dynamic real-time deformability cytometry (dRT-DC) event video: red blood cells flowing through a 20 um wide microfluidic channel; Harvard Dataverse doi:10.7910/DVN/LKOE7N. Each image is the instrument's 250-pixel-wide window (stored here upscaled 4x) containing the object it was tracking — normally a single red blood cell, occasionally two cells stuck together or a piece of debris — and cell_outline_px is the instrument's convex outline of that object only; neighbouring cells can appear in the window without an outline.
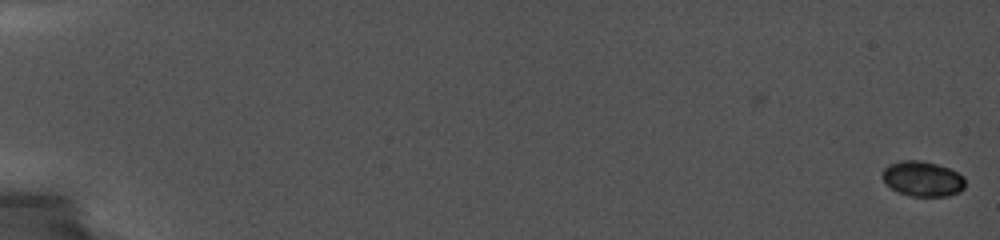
{"species": "common noctule bat (a hibernating species)", "species_latin": "Nyctalus noctula", "temperature_condition": "cold", "stored_images_in_passage": 24, "camera_frame_rate_fps": 5000, "um_per_image_px": 0.085, "animal": {"sex": "female", "body_mass_g": 19.0, "forearm_length_mm": 56.7}, "frame": {"image": 1, "passage_image": 1, "time_ms": 0.0, "image_size_px": [1000, 240], "cell_outline_px": [[964, 188], [960, 192], [948, 196], [912, 196], [896, 192], [884, 180], [884, 168], [888, 164], [900, 160], [920, 160], [936, 164], [948, 168], [964, 176]], "centroid_in_image_um": [78.43, 15.2], "position_along_channel_um": 6.6, "area_um2": 16.88}}
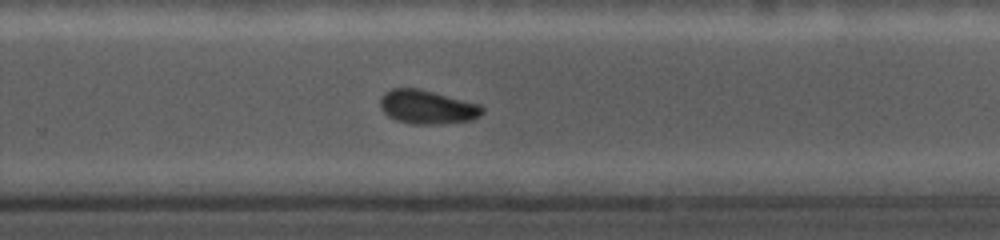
{"frame": {"image": 2, "passage_image": 17, "time_ms": 13.2, "image_size_px": [1000, 240], "cell_outline_px": [[484, 112], [480, 116], [472, 120], [432, 124], [416, 124], [396, 120], [388, 116], [380, 108], [380, 96], [384, 92], [392, 88], [420, 88], [480, 104], [484, 108]], "centroid_in_image_um": [36.31, 9.08], "position_along_channel_um": 293.5, "area_um2": 20.23}}
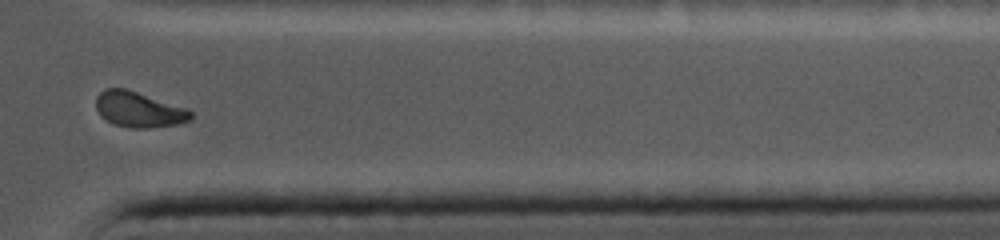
{"frame": {"image": 3, "passage_image": 22, "time_ms": 16.0, "image_size_px": [1000, 240], "cell_outline_px": [[192, 120], [180, 124], [148, 128], [128, 128], [112, 124], [100, 116], [96, 108], [96, 96], [104, 88], [124, 88], [188, 108], [192, 112]], "centroid_in_image_um": [11.8, 9.32], "position_along_channel_um": 399.6, "area_um2": 19.88}, "authors_computed_cell_mechanics": {"area_um2": 19.8832, "velocity_mm_per_s": 3.7354, "shape_relaxation_time_tau1_ms": null, "shape_relaxation_time_tau2_ms": 1.6862, "deformation_change_tau1": null, "deformation_change_tau2": 0.0397}}